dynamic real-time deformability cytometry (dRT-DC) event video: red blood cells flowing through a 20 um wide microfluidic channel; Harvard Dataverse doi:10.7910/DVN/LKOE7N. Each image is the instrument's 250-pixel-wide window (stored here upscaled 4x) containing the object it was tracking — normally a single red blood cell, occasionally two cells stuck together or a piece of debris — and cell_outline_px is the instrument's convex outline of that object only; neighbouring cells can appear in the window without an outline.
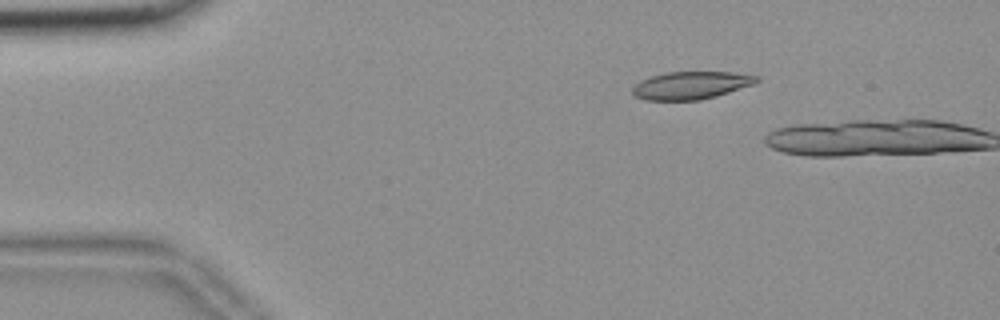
{"species": "common noctule bat (a hibernating species)", "species_latin": "Nyctalus noctula", "temperature_condition": "room temperature", "stored_images_in_passage": 2, "camera_frame_rate_fps": 3000, "um_per_image_px": 0.085, "animal": {"sex": "female", "body_mass_g": 18.4}, "frame": {"image": 1, "passage_image": 1, "time_ms": 0.0, "image_size_px": [1000, 320], "cell_outline_px": [[760, 80], [756, 84], [716, 96], [700, 100], [644, 100], [636, 96], [632, 92], [632, 88], [640, 80], [652, 76], [668, 72], [732, 72], [760, 76]], "centroid_in_image_um": [58.78, 7.25], "position_along_channel_um": 26.2, "area_um2": 20.11}}